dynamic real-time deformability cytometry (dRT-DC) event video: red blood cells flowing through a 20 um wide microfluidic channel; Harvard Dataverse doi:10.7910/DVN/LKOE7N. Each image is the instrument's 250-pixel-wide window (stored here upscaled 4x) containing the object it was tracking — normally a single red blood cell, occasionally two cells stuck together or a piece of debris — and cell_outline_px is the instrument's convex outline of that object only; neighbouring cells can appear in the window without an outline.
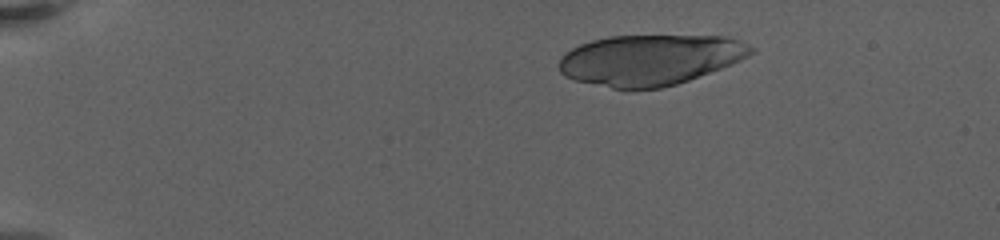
{"species": "human", "species_latin": "Homo sapiens", "temperature_condition": "warm", "stored_images_in_passage": 19, "camera_frame_rate_fps": 3000, "um_per_image_px": 0.085, "donor": {"sex": "female"}, "frame": {"image": 1, "passage_image": 6, "time_ms": 2.667, "image_size_px": [1000, 240], "cell_outline_px": [[756, 52], [732, 64], [688, 80], [676, 84], [660, 88], [628, 92], [576, 80], [560, 72], [560, 56], [564, 52], [580, 44], [592, 40], [608, 36], [728, 36], [740, 40], [756, 48]], "centroid_in_image_um": [55.26, 5.1], "position_along_channel_um": 29.7, "area_um2": 57.16}}